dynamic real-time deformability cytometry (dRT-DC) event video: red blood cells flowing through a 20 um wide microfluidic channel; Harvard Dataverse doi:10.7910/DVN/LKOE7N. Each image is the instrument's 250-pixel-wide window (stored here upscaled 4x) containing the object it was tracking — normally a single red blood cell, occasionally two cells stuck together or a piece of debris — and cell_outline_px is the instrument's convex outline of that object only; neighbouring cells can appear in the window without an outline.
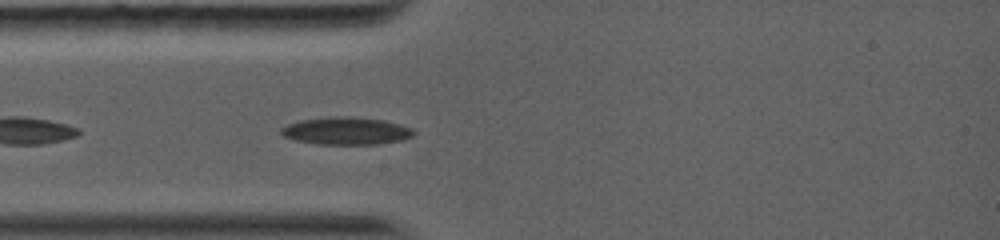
{"species": "common noctule bat (a hibernating species)", "species_latin": "Nyctalus noctula", "temperature_condition": "warm", "stored_images_in_passage": 3, "camera_frame_rate_fps": 5000, "um_per_image_px": 0.085, "animal": {"sex": "female", "body_mass_g": 19.0, "forearm_length_mm": 56.7}, "frame": {"image": 1, "passage_image": 2, "time_ms": 0.8, "image_size_px": [1000, 240], "cell_outline_px": [[416, 132], [412, 136], [400, 140], [380, 144], [316, 144], [296, 140], [284, 136], [280, 132], [280, 128], [288, 124], [300, 120], [332, 116], [352, 116], [384, 120], [400, 124], [412, 128]], "centroid_in_image_um": [29.43, 11.12], "position_along_channel_um": 55.6, "area_um2": 21.33}}